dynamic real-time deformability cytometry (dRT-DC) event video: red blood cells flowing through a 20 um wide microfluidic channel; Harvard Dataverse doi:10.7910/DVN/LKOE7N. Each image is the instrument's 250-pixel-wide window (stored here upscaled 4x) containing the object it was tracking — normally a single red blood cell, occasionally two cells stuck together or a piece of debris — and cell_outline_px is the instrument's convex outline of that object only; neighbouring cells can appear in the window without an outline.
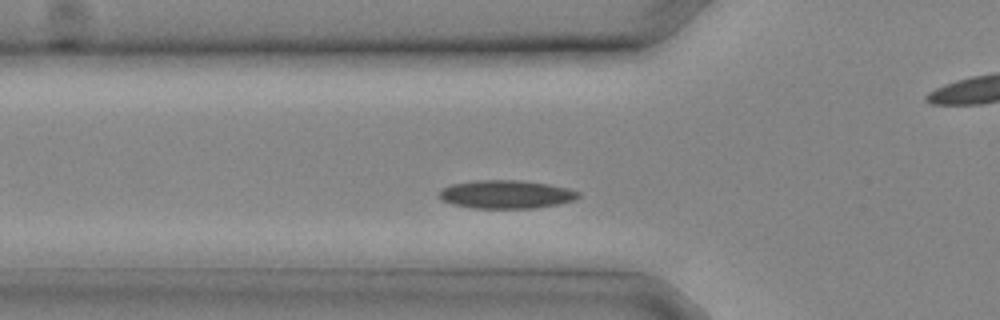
{"species": "common noctule bat (a hibernating species)", "species_latin": "Nyctalus noctula", "temperature_condition": "cold", "stored_images_in_passage": 9, "segment_of_instrument_passage": [1, 2], "camera_frame_rate_fps": 3000, "um_per_image_px": 0.085, "animal": {"sex": "male", "body_mass_g": 20.4}, "frame": {"image": 1, "passage_image": 4, "time_ms": 1.0, "image_size_px": [1000, 320], "cell_outline_px": [[580, 196], [576, 200], [556, 204], [532, 208], [472, 208], [452, 204], [444, 200], [440, 196], [440, 192], [444, 188], [452, 184], [476, 180], [520, 180], [548, 184], [568, 188], [580, 192]], "centroid_in_image_um": [43.06, 16.51], "position_along_channel_um": 82.7, "area_um2": 22.77}}
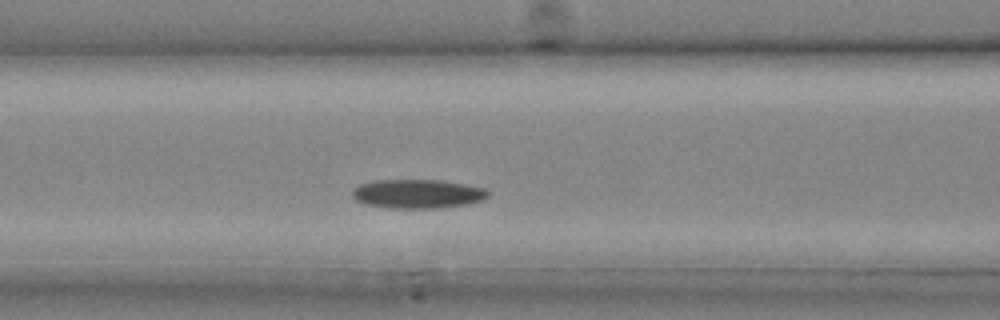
{"frame": {"image": 2, "passage_image": 6, "time_ms": 1.667, "image_size_px": [1000, 320], "cell_outline_px": [[488, 196], [484, 200], [468, 204], [440, 208], [392, 208], [368, 204], [356, 200], [352, 196], [352, 192], [360, 184], [376, 180], [440, 180], [464, 184], [484, 188], [488, 192]], "centroid_in_image_um": [35.53, 16.47], "position_along_channel_um": 131.1, "area_um2": 22.77}}
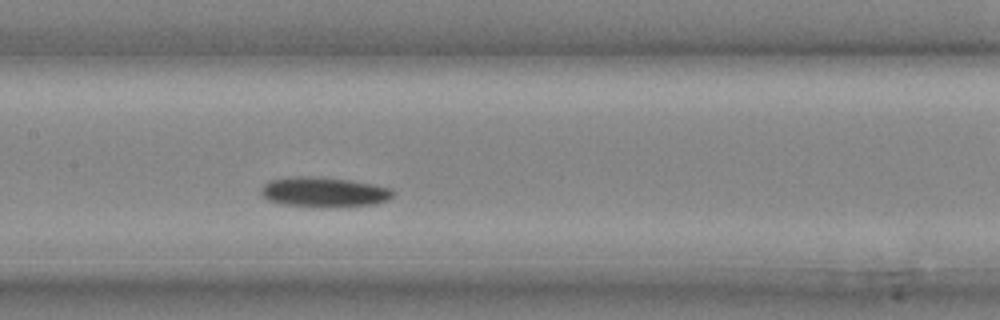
{"frame": {"image": 3, "passage_image": 8, "time_ms": 2.333, "image_size_px": [1000, 320], "cell_outline_px": [[396, 192], [388, 200], [372, 204], [328, 208], [320, 208], [284, 204], [268, 200], [260, 192], [260, 188], [268, 180], [292, 176], [320, 176], [348, 180], [372, 184], [392, 188]], "centroid_in_image_um": [27.52, 16.32], "position_along_channel_um": 179.9, "area_um2": 23.41}}